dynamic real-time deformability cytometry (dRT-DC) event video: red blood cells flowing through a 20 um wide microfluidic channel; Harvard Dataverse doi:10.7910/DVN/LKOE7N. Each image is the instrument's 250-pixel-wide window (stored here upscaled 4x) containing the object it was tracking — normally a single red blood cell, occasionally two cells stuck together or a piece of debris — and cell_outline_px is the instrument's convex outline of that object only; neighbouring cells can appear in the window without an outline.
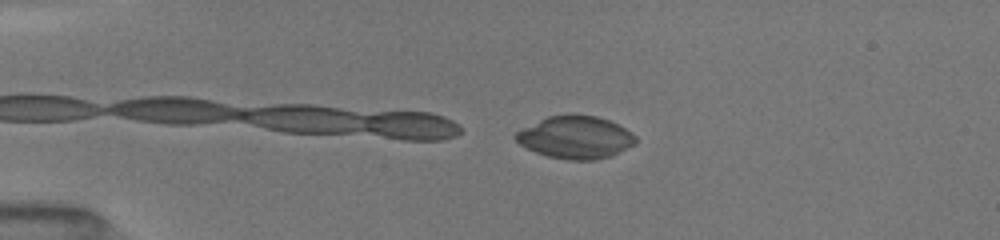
{"species": "common noctule bat (a hibernating species)", "species_latin": "Nyctalus noctula", "temperature_condition": "room temperature", "stored_images_in_passage": 34, "camera_frame_rate_fps": 3000, "um_per_image_px": 0.085, "animal": {"sex": "female", "body_mass_g": 19.5, "forearm_length_mm": 54.1}, "frame": {"image": 1, "passage_image": 2, "time_ms": 0.333, "image_size_px": [1000, 240], "cell_outline_px": [[636, 140], [632, 144], [608, 156], [596, 160], [568, 160], [548, 156], [536, 152], [520, 144], [516, 140], [516, 132], [548, 116], [568, 112], [572, 112], [596, 116], [608, 120], [624, 128], [636, 136]], "centroid_in_image_um": [48.89, 11.64], "position_along_channel_um": 36.1, "area_um2": 29.42}}
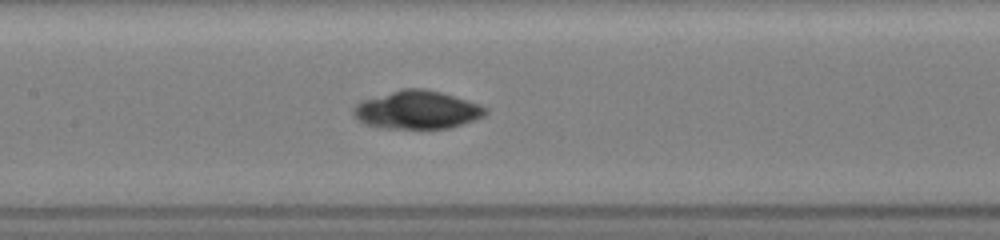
{"frame": {"image": 2, "passage_image": 16, "time_ms": 5.0, "image_size_px": [1000, 240], "cell_outline_px": [[484, 116], [452, 128], [380, 128], [364, 124], [352, 112], [356, 104], [360, 100], [400, 88], [424, 88], [440, 92], [476, 104], [484, 108]], "centroid_in_image_um": [35.37, 9.33], "position_along_channel_um": 172.0, "area_um2": 29.07}}
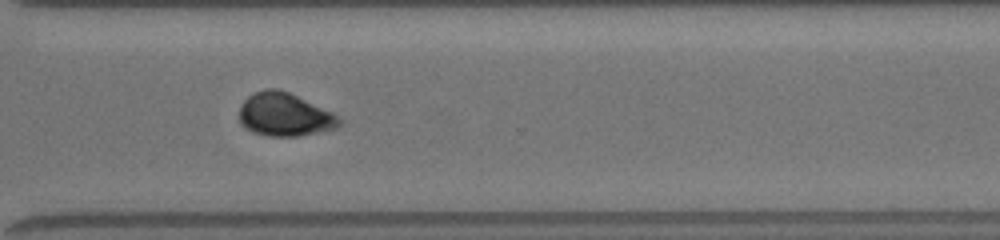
{"frame": {"image": 3, "passage_image": 29, "time_ms": 9.333, "image_size_px": [1000, 240], "cell_outline_px": [[340, 124], [336, 128], [300, 136], [268, 136], [256, 132], [248, 128], [240, 120], [240, 108], [244, 100], [252, 92], [264, 88], [276, 88], [288, 92], [332, 112], [340, 120]], "centroid_in_image_um": [24.18, 9.72], "position_along_channel_um": 346.4, "area_um2": 24.8}, "authors_computed_cell_mechanics": {"area_um2": 28.9867, "velocity_mm_per_s": 4.0387, "shape_relaxation_time_tau1_ms": 5.3935, "shape_relaxation_time_tau2_ms": null, "deformation_change_tau1": 0.2552, "deformation_change_tau2": null}}